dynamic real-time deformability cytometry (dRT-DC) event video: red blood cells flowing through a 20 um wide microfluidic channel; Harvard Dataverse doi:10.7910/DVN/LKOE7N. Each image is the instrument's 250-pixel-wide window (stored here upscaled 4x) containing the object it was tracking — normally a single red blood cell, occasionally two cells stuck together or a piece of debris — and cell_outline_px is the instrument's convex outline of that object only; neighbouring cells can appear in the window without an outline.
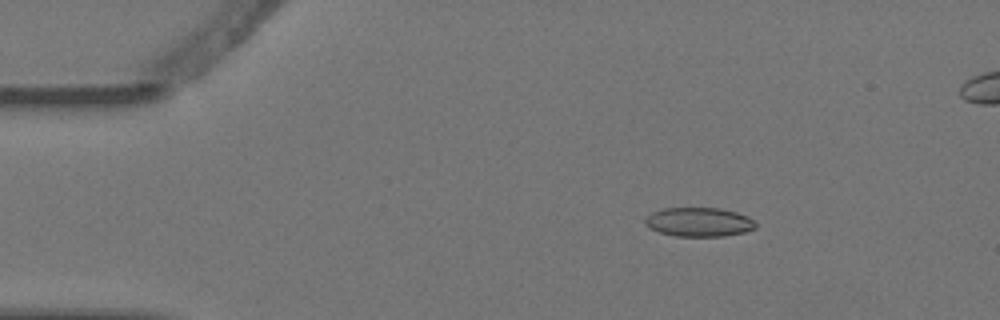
{"species": "Egyptian fruit bat (a non-hibernating species)", "species_latin": "Rousettus aegyptiacus", "temperature_condition": "warm", "stored_images_in_passage": 5, "camera_frame_rate_fps": 3000, "um_per_image_px": 0.085, "animal": {"sex": "female"}, "frame": {"image": 1, "passage_image": 2, "time_ms": 0.333, "image_size_px": [1000, 320], "cell_outline_px": [[756, 228], [744, 232], [724, 236], [676, 236], [660, 232], [648, 228], [644, 224], [644, 220], [652, 212], [664, 208], [720, 208], [736, 212], [748, 216], [756, 224]], "centroid_in_image_um": [59.4, 18.87], "position_along_channel_um": 25.6, "area_um2": 18.73}}